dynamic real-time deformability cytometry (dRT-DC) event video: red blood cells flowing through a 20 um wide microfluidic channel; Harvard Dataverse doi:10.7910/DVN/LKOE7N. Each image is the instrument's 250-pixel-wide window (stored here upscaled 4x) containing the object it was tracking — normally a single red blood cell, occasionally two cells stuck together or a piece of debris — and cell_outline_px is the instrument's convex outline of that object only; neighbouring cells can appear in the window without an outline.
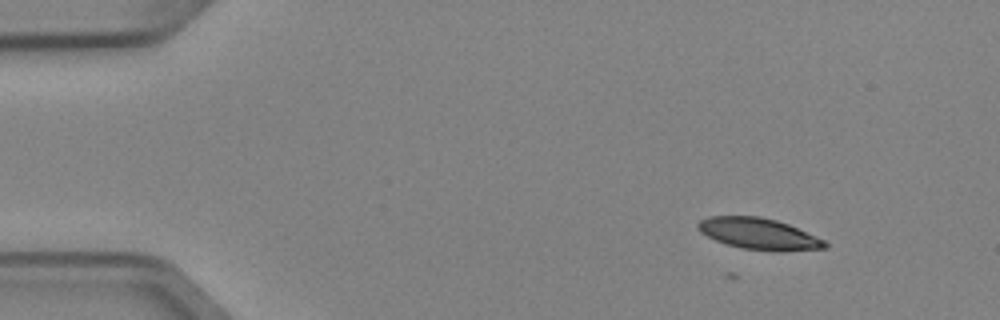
{"species": "Egyptian fruit bat (a non-hibernating species)", "species_latin": "Rousettus aegyptiacus", "temperature_condition": "cold", "stored_images_in_passage": 6, "camera_frame_rate_fps": 3000, "um_per_image_px": 0.085, "animal": {"sex": "female"}, "frame": {"image": 1, "passage_image": 2, "time_ms": 0.333, "image_size_px": [1000, 320], "cell_outline_px": [[828, 248], [780, 252], [776, 252], [740, 248], [716, 240], [700, 232], [696, 228], [696, 224], [700, 220], [708, 216], [760, 216], [776, 220], [788, 224], [824, 240], [828, 244]], "centroid_in_image_um": [64.49, 19.88], "position_along_channel_um": 20.5, "area_um2": 23.29}}
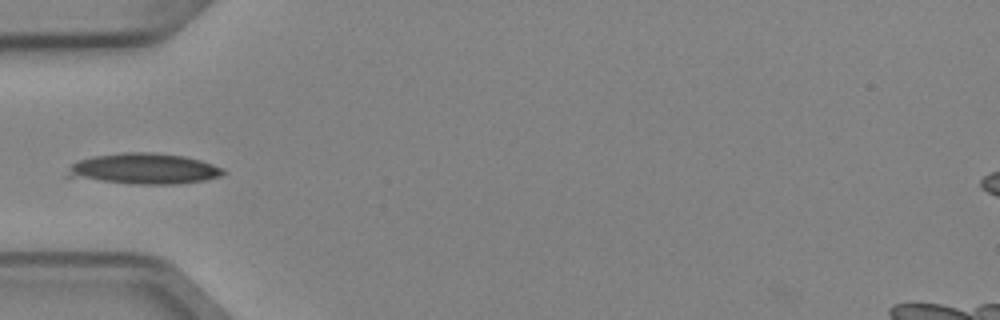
{"frame": {"image": 2, "passage_image": 5, "time_ms": 1.333, "image_size_px": [1000, 320], "cell_outline_px": [[228, 172], [220, 176], [204, 180], [176, 184], [136, 184], [64, 176], [72, 164], [76, 160], [92, 156], [124, 152], [152, 152], [184, 156], [200, 160], [224, 168]], "centroid_in_image_um": [12.25, 14.33], "position_along_channel_um": 72.7, "area_um2": 27.92}}
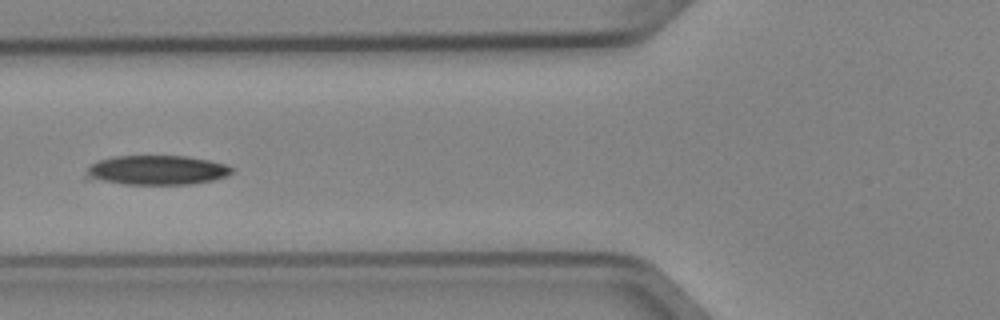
{"frame": {"image": 3, "passage_image": 6, "time_ms": 1.667, "image_size_px": [1000, 320], "cell_outline_px": [[232, 172], [228, 176], [212, 180], [192, 184], [124, 184], [84, 180], [84, 176], [88, 168], [96, 160], [112, 156], [184, 156], [208, 160], [224, 164], [232, 168]], "centroid_in_image_um": [13.22, 14.47], "position_along_channel_um": 112.6, "area_um2": 25.32}}